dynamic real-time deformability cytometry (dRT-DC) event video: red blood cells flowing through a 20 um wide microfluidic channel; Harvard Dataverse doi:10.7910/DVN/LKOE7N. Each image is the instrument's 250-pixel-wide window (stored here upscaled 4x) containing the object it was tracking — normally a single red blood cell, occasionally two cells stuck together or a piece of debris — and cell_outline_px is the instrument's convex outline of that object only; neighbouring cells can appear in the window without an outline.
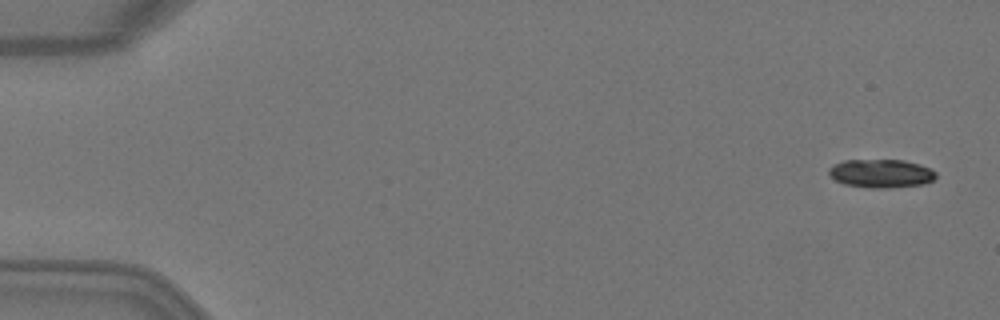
{"species": "Egyptian fruit bat (a non-hibernating species)", "species_latin": "Rousettus aegyptiacus", "temperature_condition": "warm", "stored_images_in_passage": 7, "camera_frame_rate_fps": 3000, "um_per_image_px": 0.085, "animal": {"sex": "female"}, "frame": {"image": 1, "passage_image": 1, "time_ms": 0.0, "image_size_px": [1000, 320], "cell_outline_px": [[936, 176], [932, 180], [924, 184], [892, 188], [868, 188], [844, 184], [836, 180], [828, 172], [828, 168], [832, 164], [844, 160], [904, 160], [920, 164], [936, 172]], "centroid_in_image_um": [74.88, 14.74], "position_along_channel_um": 10.1, "area_um2": 17.86}}
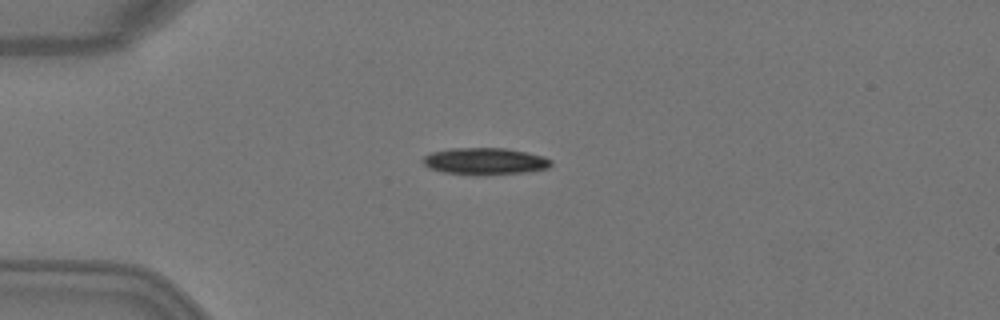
{"frame": {"image": 2, "passage_image": 4, "time_ms": 1.0, "image_size_px": [1000, 320], "cell_outline_px": [[552, 164], [548, 168], [524, 172], [480, 176], [472, 176], [444, 172], [428, 168], [420, 160], [424, 156], [432, 152], [452, 148], [504, 148], [544, 156], [552, 160]], "centroid_in_image_um": [41.18, 13.72], "position_along_channel_um": 43.8, "area_um2": 20.29}}
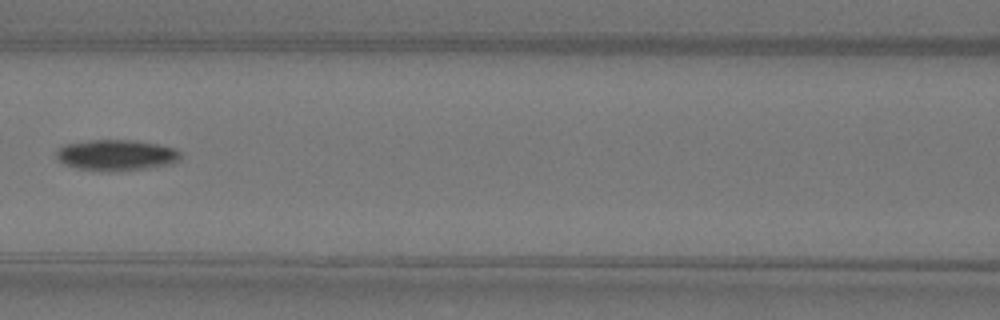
{"frame": {"image": 3, "passage_image": 7, "time_ms": 2.0, "image_size_px": [1000, 320], "cell_outline_px": [[180, 160], [172, 164], [148, 168], [108, 172], [100, 172], [76, 168], [64, 164], [56, 156], [56, 148], [64, 144], [92, 140], [132, 140], [156, 144], [176, 148], [180, 152]], "centroid_in_image_um": [9.87, 13.2], "position_along_channel_um": 156.7, "area_um2": 22.66}}